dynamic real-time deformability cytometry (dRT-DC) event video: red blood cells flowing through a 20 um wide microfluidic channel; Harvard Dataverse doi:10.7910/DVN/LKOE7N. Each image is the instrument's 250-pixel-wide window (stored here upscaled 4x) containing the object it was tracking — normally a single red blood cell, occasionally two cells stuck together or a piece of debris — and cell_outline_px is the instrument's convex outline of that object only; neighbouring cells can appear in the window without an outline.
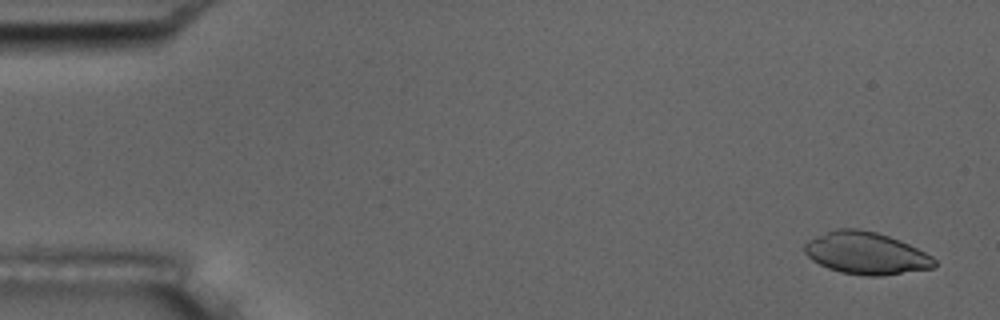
{"species": "common noctule bat (a hibernating species)", "species_latin": "Nyctalus noctula", "temperature_condition": "room temperature", "stored_images_in_passage": 54, "camera_frame_rate_fps": 3000, "um_per_image_px": 0.085, "animal": {"sex": "male", "body_mass_g": 17.5, "forearm_length_mm": 52.3}, "frame": {"image": 1, "passage_image": 2, "time_ms": 0.333, "image_size_px": [1000, 320], "cell_outline_px": [[936, 264], [932, 268], [880, 276], [864, 276], [840, 272], [828, 268], [812, 260], [804, 252], [804, 244], [808, 240], [816, 236], [836, 228], [860, 228], [876, 232], [900, 240], [932, 256], [936, 260]], "centroid_in_image_um": [73.59, 21.52], "position_along_channel_um": 11.4, "area_um2": 31.91}}